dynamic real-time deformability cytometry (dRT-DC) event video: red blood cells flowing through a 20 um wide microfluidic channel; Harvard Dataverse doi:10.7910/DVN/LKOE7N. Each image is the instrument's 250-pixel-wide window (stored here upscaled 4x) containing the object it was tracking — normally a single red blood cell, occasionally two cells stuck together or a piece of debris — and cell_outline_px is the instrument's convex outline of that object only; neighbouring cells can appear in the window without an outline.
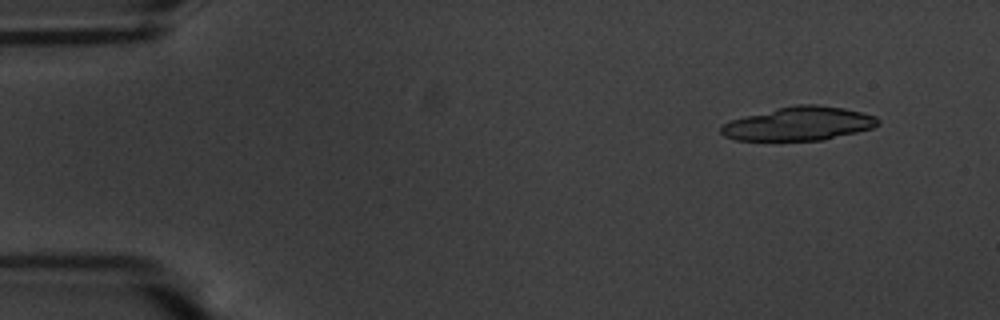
{"species": "common noctule bat (a hibernating species)", "species_latin": "Nyctalus noctula", "temperature_condition": "warm", "stored_images_in_passage": 38, "camera_frame_rate_fps": 3000, "um_per_image_px": 0.085, "animal": {"sex": "male", "body_mass_g": 20.1, "forearm_length_mm": 53.5}, "frame": {"image": 1, "passage_image": 1, "time_ms": 0.0, "image_size_px": [1000, 320], "cell_outline_px": [[880, 124], [872, 128], [824, 140], [736, 140], [724, 136], [720, 132], [720, 128], [724, 124], [732, 120], [744, 116], [776, 108], [796, 104], [816, 104], [844, 108], [876, 116], [880, 120]], "centroid_in_image_um": [67.92, 10.51], "position_along_channel_um": 17.1, "area_um2": 30.69}}